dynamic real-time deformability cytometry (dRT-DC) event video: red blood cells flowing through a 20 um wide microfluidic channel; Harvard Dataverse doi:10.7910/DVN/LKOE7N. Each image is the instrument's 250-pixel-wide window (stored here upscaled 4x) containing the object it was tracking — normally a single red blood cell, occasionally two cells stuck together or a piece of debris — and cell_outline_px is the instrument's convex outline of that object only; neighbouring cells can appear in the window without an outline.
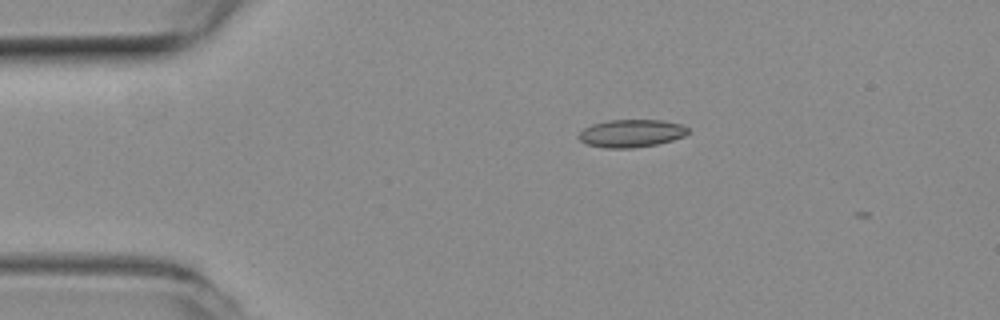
{"species": "common noctule bat (a hibernating species)", "species_latin": "Nyctalus noctula", "temperature_condition": "room temperature", "stored_images_in_passage": 2, "camera_frame_rate_fps": 3000, "um_per_image_px": 0.085, "animal": {"sex": "female", "body_mass_g": 19.3, "forearm_length_mm": 54.1}, "frame": {"image": 1, "passage_image": 1, "time_ms": 0.0, "image_size_px": [1000, 320], "cell_outline_px": [[688, 132], [684, 136], [672, 140], [656, 144], [632, 148], [604, 148], [588, 144], [580, 140], [576, 136], [584, 128], [592, 124], [608, 120], [664, 120], [680, 124], [688, 128]], "centroid_in_image_um": [53.64, 11.33], "position_along_channel_um": 31.4, "area_um2": 17.63}}